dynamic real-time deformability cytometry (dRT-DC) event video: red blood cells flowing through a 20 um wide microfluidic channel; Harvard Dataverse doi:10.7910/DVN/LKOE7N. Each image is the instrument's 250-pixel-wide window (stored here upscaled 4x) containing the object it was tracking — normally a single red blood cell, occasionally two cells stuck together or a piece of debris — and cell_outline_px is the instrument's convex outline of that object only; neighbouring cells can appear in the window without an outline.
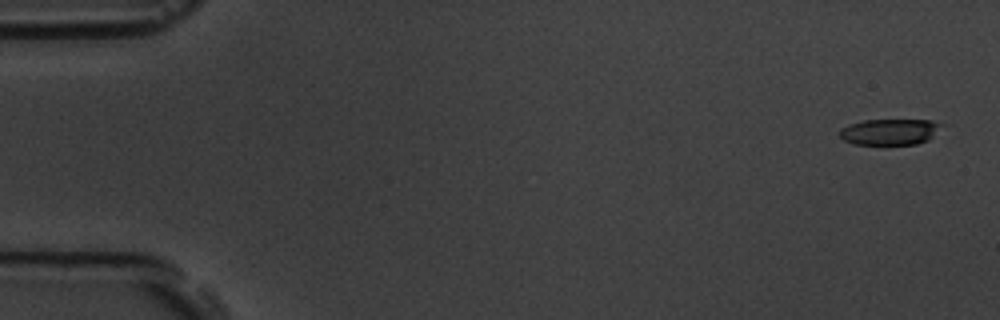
{"species": "common noctule bat (a hibernating species)", "species_latin": "Nyctalus noctula", "temperature_condition": "room temperature", "stored_images_in_passage": 7, "camera_frame_rate_fps": 3000, "um_per_image_px": 0.085, "animal": {"sex": "male", "body_mass_g": 19.5, "forearm_length_mm": 54.6}, "frame": {"image": 1, "passage_image": 1, "time_ms": 0.0, "image_size_px": [1000, 320], "cell_outline_px": [[948, 124], [928, 140], [916, 144], [856, 144], [844, 140], [840, 136], [840, 128], [848, 124], [864, 120], [932, 120]], "centroid_in_image_um": [75.7, 11.19], "position_along_channel_um": 9.3, "area_um2": 15.66}}
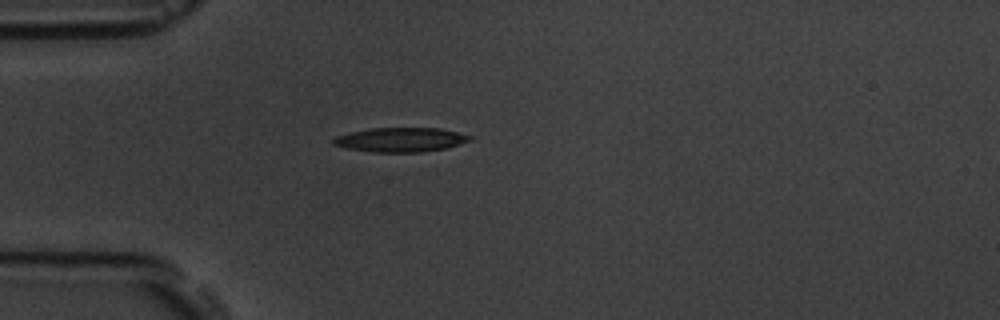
{"frame": {"image": 2, "passage_image": 5, "time_ms": 4.667, "image_size_px": [1000, 320], "cell_outline_px": [[472, 140], [448, 148], [420, 152], [372, 152], [348, 148], [332, 144], [332, 140], [336, 136], [352, 132], [372, 128], [440, 128], [472, 136]], "centroid_in_image_um": [34.08, 11.88], "position_along_channel_um": 50.9, "area_um2": 19.25}}
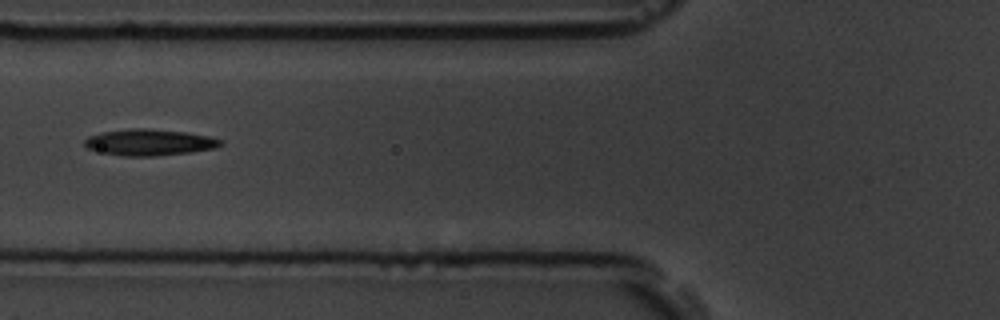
{"frame": {"image": 3, "passage_image": 7, "time_ms": 6.667, "image_size_px": [1000, 320], "cell_outline_px": [[224, 144], [216, 148], [192, 152], [156, 156], [124, 156], [104, 152], [88, 148], [84, 144], [84, 140], [88, 136], [100, 132], [132, 128], [144, 128], [184, 132], [208, 136], [224, 140]], "centroid_in_image_um": [12.73, 12.1], "position_along_channel_um": 113.1, "area_um2": 20.87}}